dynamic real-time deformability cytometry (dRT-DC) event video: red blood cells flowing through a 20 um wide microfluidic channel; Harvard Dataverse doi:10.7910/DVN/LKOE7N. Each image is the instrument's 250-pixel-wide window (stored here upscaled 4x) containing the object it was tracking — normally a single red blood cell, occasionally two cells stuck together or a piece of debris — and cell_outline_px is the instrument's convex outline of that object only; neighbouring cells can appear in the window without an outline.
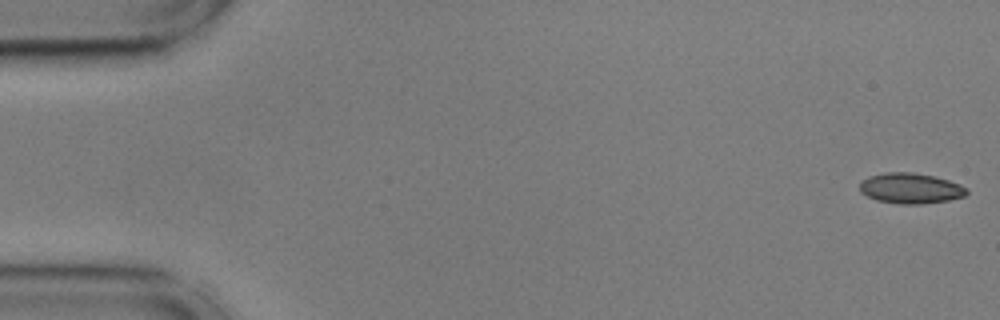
{"species": "common noctule bat (a hibernating species)", "species_latin": "Nyctalus noctula", "temperature_condition": "cold", "stored_images_in_passage": 17, "camera_frame_rate_fps": 3000, "um_per_image_px": 0.085, "animal": {"sex": "male", "body_mass_g": 17.9, "forearm_length_mm": 54.2}, "frame": {"image": 1, "passage_image": 1, "time_ms": 0.0, "image_size_px": [1000, 320], "cell_outline_px": [[968, 192], [964, 196], [948, 200], [920, 204], [900, 204], [876, 200], [860, 192], [860, 180], [868, 176], [884, 172], [912, 172], [932, 176], [948, 180], [960, 184], [968, 188]], "centroid_in_image_um": [77.37, 16.0], "position_along_channel_um": 7.6, "area_um2": 19.07}}
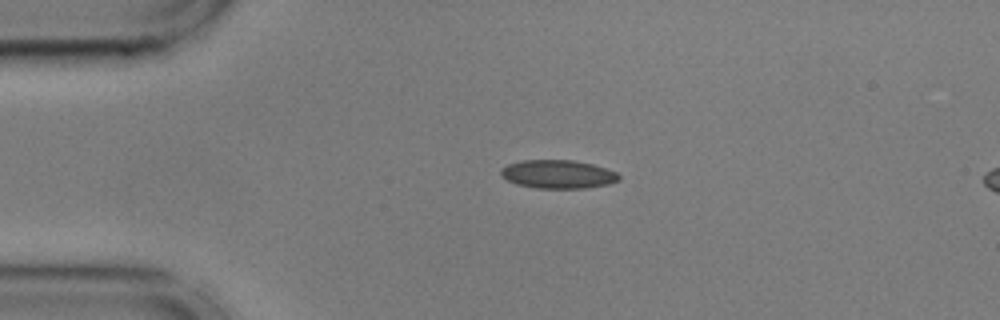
{"frame": {"image": 2, "passage_image": 12, "time_ms": 3.667, "image_size_px": [1000, 320], "cell_outline_px": [[620, 180], [608, 184], [584, 188], [536, 188], [516, 184], [500, 176], [500, 168], [508, 164], [520, 160], [572, 160], [592, 164], [616, 172], [620, 176]], "centroid_in_image_um": [47.39, 14.8], "position_along_channel_um": 37.6, "area_um2": 19.59}}